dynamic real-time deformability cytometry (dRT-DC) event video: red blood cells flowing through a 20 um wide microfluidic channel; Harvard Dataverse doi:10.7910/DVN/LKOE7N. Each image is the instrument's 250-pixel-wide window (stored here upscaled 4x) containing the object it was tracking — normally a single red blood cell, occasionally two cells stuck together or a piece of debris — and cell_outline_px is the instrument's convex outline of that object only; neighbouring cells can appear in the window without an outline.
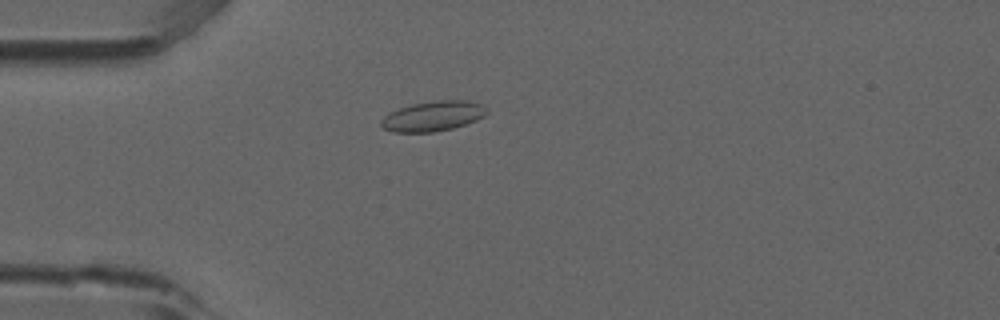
{"species": "common noctule bat (a hibernating species)", "species_latin": "Nyctalus noctula", "temperature_condition": "room temperature", "stored_images_in_passage": 6, "camera_frame_rate_fps": 3000, "um_per_image_px": 0.085, "animal": {"sex": "male", "forearm_length_mm": 52.5}, "frame": {"image": 1, "passage_image": 5, "time_ms": 1.333, "image_size_px": [1000, 320], "cell_outline_px": [[488, 112], [484, 116], [476, 120], [452, 128], [432, 132], [392, 132], [384, 128], [380, 124], [380, 120], [388, 112], [412, 104], [440, 100], [468, 100], [480, 104]], "centroid_in_image_um": [36.77, 9.87], "position_along_channel_um": 48.2, "area_um2": 18.32}}